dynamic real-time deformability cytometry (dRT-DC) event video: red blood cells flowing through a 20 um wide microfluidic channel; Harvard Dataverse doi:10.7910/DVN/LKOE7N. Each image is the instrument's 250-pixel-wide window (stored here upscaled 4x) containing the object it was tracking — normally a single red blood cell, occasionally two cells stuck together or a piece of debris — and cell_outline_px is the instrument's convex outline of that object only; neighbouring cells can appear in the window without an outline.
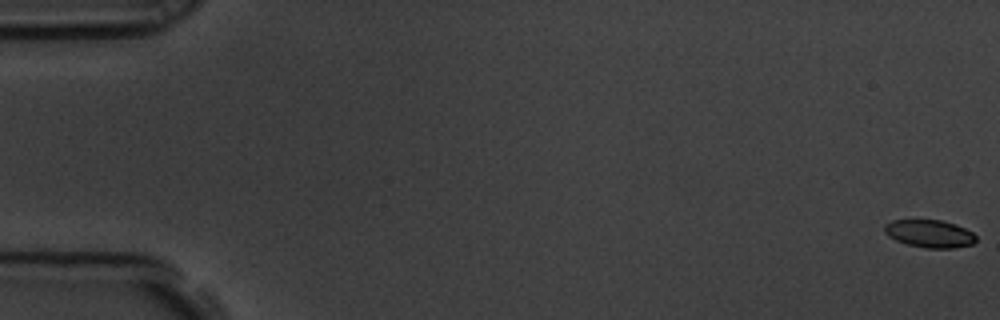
{"species": "common noctule bat (a hibernating species)", "species_latin": "Nyctalus noctula", "temperature_condition": "room temperature", "stored_images_in_passage": 59, "camera_frame_rate_fps": 3000, "um_per_image_px": 0.085, "animal": {"sex": "male", "body_mass_g": 19.5, "forearm_length_mm": 54.6}, "frame": {"image": 1, "passage_image": 1, "time_ms": 0.0, "image_size_px": [1000, 320], "cell_outline_px": [[976, 240], [972, 244], [952, 248], [928, 248], [908, 244], [896, 240], [888, 236], [884, 232], [884, 224], [892, 220], [940, 220], [956, 224], [972, 232], [976, 236]], "centroid_in_image_um": [79.0, 19.85], "position_along_channel_um": 6.0, "area_um2": 14.68}}
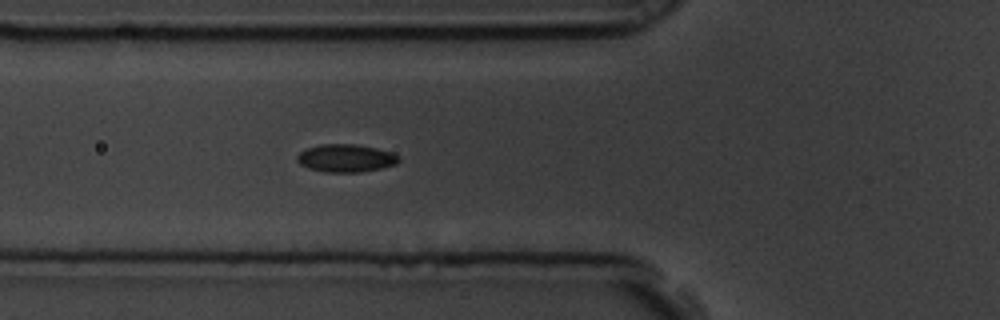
{"frame": {"image": 2, "passage_image": 22, "time_ms": 7.0, "image_size_px": [1000, 320], "cell_outline_px": [[400, 160], [396, 164], [380, 168], [360, 172], [324, 172], [308, 168], [300, 164], [296, 160], [296, 156], [300, 152], [308, 148], [320, 144], [356, 144], [376, 148], [392, 152], [400, 156]], "centroid_in_image_um": [29.4, 13.44], "position_along_channel_um": 96.4, "area_um2": 16.53}}
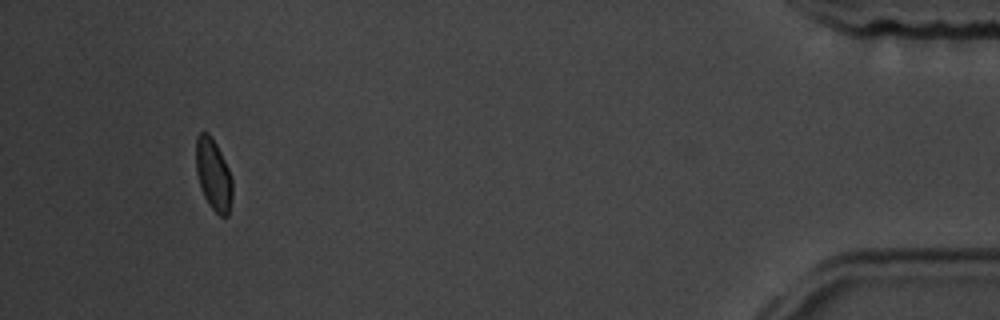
{"frame": {"image": 3, "passage_image": 55, "time_ms": 18.0, "image_size_px": [1000, 320], "cell_outline_px": [[232, 196], [228, 216], [220, 216], [208, 204], [204, 196], [196, 172], [196, 136], [200, 132], [208, 132], [212, 136], [228, 168], [232, 180]], "centroid_in_image_um": [18.13, 14.83], "position_along_channel_um": 417.1, "area_um2": 15.09}, "authors_computed_cell_mechanics": {"area_um2": 15.8372, "velocity_mm_per_s": 3.5612, "shape_relaxation_time_tau1_ms": 4.5201, "shape_relaxation_time_tau2_ms": 1.3741, "deformation_change_tau1": 0.0976, "deformation_change_tau2": 0.0355}}